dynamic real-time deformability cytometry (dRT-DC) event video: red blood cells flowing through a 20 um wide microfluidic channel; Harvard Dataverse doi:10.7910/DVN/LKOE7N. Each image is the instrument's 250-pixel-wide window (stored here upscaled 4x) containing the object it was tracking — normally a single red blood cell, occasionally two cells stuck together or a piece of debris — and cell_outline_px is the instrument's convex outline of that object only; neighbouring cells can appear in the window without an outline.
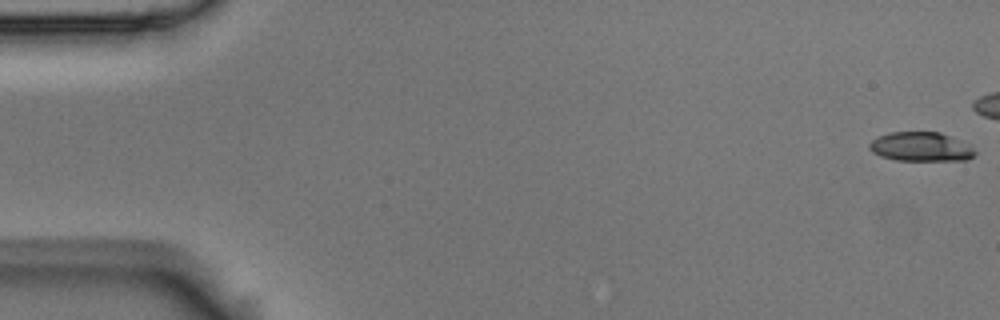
{"species": "Egyptian fruit bat (a non-hibernating species)", "species_latin": "Rousettus aegyptiacus", "temperature_condition": "room temperature", "stored_images_in_passage": 9, "camera_frame_rate_fps": 3000, "um_per_image_px": 0.085, "animal": {"sex": "male"}, "frame": {"image": 1, "passage_image": 1, "time_ms": 0.0, "image_size_px": [1000, 320], "cell_outline_px": [[976, 152], [968, 160], [896, 160], [880, 156], [872, 152], [868, 148], [868, 144], [876, 136], [888, 132], [940, 132], [972, 144]], "centroid_in_image_um": [78.28, 12.46], "position_along_channel_um": 6.7, "area_um2": 18.26}}
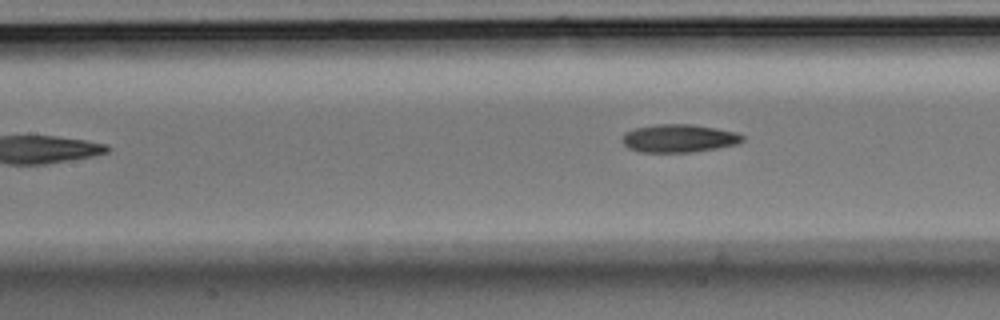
{"frame": {"image": 2, "passage_image": 9, "time_ms": 2.667, "image_size_px": [1000, 320], "cell_outline_px": [[744, 140], [740, 144], [692, 152], [640, 152], [628, 148], [620, 140], [624, 132], [636, 128], [656, 124], [692, 124], [716, 128], [736, 132], [744, 136]], "centroid_in_image_um": [57.7, 11.76], "position_along_channel_um": 149.7, "area_um2": 19.83}}